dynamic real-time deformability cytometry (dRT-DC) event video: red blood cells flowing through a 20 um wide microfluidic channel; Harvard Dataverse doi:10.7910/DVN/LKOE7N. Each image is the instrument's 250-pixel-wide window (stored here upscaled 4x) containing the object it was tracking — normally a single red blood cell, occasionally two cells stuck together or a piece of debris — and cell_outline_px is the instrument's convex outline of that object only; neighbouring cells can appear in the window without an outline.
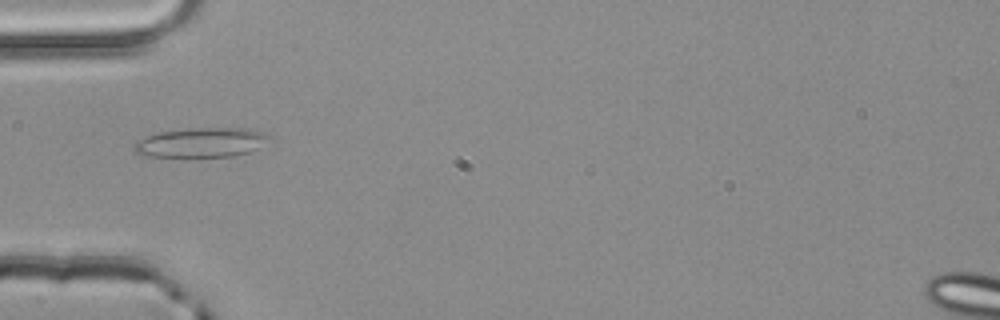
{"species": "common noctule bat (a hibernating species)", "species_latin": "Nyctalus noctula", "temperature_condition": "room temperature", "stored_images_in_passage": 5, "camera_frame_rate_fps": 3000, "um_per_image_px": 0.085, "animal": {"sex": "male", "body_mass_g": 20.4}, "frame": {"image": 1, "passage_image": 5, "time_ms": 1.333, "image_size_px": [1000, 320], "cell_outline_px": [[268, 136], [256, 148], [248, 152], [232, 156], [140, 156], [136, 152], [136, 144], [144, 136], [152, 132], [184, 128], [248, 128], [264, 132]], "centroid_in_image_um": [17.02, 12.09], "position_along_channel_um": 68.0, "area_um2": 22.95}}